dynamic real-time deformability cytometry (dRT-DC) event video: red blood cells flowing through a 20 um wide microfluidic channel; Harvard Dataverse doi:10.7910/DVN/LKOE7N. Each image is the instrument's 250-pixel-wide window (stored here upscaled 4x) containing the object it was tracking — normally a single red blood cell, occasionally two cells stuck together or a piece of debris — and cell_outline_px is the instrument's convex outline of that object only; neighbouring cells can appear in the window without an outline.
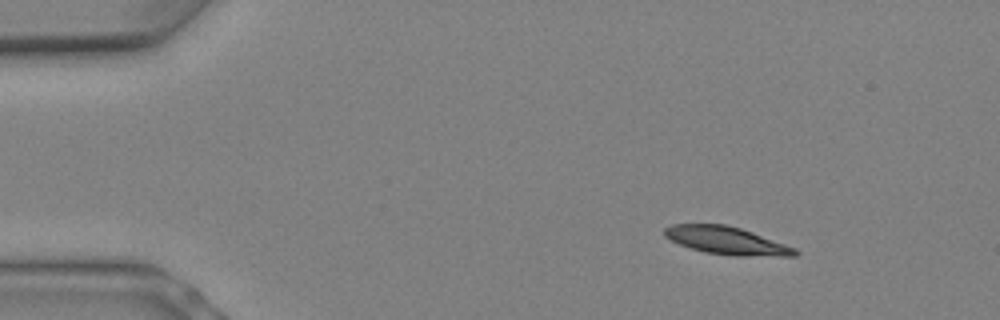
{"species": "Egyptian fruit bat (a non-hibernating species)", "species_latin": "Rousettus aegyptiacus", "temperature_condition": "warm", "stored_images_in_passage": 8, "camera_frame_rate_fps": 3000, "um_per_image_px": 0.085, "animal": {"sex": "female"}, "frame": {"image": 1, "passage_image": 3, "time_ms": 0.667, "image_size_px": [1000, 320], "cell_outline_px": [[800, 252], [796, 256], [736, 256], [704, 252], [680, 244], [664, 236], [664, 228], [672, 224], [724, 224], [740, 228], [752, 232], [796, 248]], "centroid_in_image_um": [61.78, 20.45], "position_along_channel_um": 23.2, "area_um2": 20.98}}
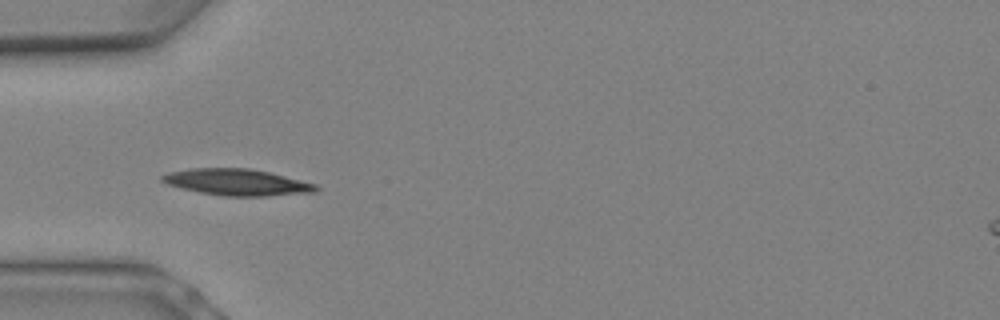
{"frame": {"image": 2, "passage_image": 7, "time_ms": 2.0, "image_size_px": [1000, 320], "cell_outline_px": [[320, 188], [316, 192], [264, 196], [224, 196], [200, 192], [168, 184], [160, 180], [160, 176], [168, 172], [188, 168], [248, 168], [268, 172], [316, 184]], "centroid_in_image_um": [20.13, 15.48], "position_along_channel_um": 64.9, "area_um2": 23.52}}